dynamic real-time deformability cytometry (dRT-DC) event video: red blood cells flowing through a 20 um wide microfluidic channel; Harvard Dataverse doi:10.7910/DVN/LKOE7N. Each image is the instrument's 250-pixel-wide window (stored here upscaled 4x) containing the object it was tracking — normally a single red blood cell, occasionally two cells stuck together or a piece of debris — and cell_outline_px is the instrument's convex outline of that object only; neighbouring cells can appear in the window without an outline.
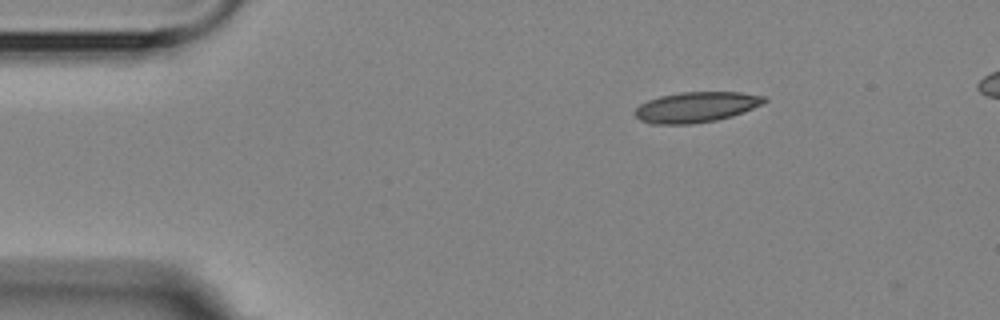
{"species": "Egyptian fruit bat (a non-hibernating species)", "species_latin": "Rousettus aegyptiacus", "temperature_condition": "room temperature", "stored_images_in_passage": 4, "camera_frame_rate_fps": 3000, "um_per_image_px": 0.085, "animal": {"sex": "female"}, "frame": {"image": 1, "passage_image": 1, "time_ms": 0.0, "image_size_px": [1000, 320], "cell_outline_px": [[768, 100], [764, 104], [744, 112], [732, 116], [716, 120], [692, 124], [648, 124], [640, 120], [632, 112], [640, 104], [648, 100], [660, 96], [680, 92], [740, 92], [764, 96]], "centroid_in_image_um": [59.17, 9.11], "position_along_channel_um": 25.8, "area_um2": 23.18}}